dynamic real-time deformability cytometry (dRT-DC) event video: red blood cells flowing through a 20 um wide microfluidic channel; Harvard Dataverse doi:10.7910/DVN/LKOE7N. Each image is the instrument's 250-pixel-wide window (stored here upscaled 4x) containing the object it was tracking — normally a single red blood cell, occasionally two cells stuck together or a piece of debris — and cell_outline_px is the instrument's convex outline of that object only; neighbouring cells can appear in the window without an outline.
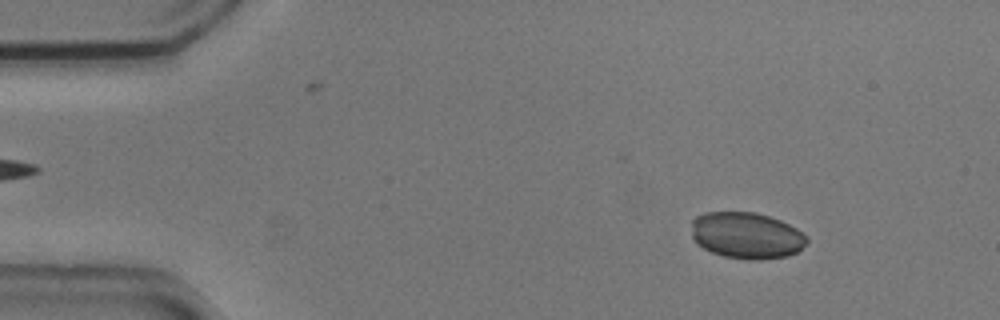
{"species": "common noctule bat (a hibernating species)", "species_latin": "Nyctalus noctula", "temperature_condition": "cold", "stored_images_in_passage": 42, "camera_frame_rate_fps": 3000, "um_per_image_px": 0.085, "animal": {"sex": "male", "body_mass_g": 20.5, "forearm_length_mm": 52.5}, "frame": {"image": 1, "passage_image": 6, "time_ms": 1.667, "image_size_px": [1000, 320], "cell_outline_px": [[808, 240], [796, 252], [788, 256], [760, 260], [752, 260], [724, 256], [712, 252], [696, 244], [692, 236], [692, 220], [696, 216], [704, 212], [756, 212], [780, 220], [796, 228], [808, 236]], "centroid_in_image_um": [63.44, 20.01], "position_along_channel_um": 21.6, "area_um2": 31.27}}